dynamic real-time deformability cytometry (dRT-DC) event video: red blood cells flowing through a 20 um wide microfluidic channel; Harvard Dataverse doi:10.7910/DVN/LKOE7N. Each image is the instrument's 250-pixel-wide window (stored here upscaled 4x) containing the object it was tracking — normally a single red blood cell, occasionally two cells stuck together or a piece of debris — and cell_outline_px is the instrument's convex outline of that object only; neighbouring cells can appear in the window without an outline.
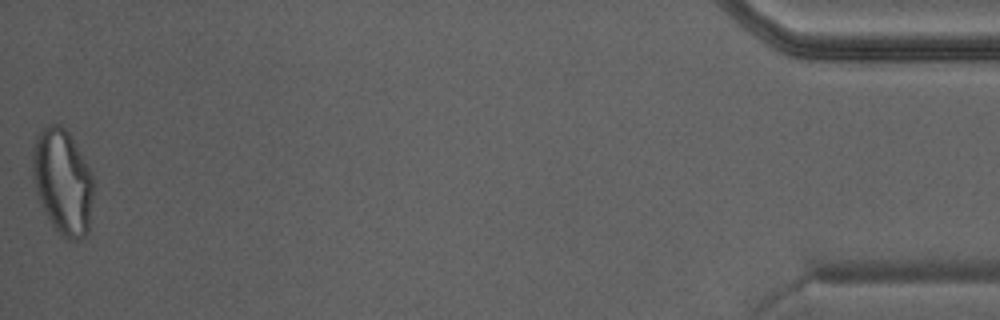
{"species": "Egyptian fruit bat (a non-hibernating species)", "species_latin": "Rousettus aegyptiacus", "temperature_condition": "warm", "stored_images_in_passage": 42, "camera_frame_rate_fps": 3000, "um_per_image_px": 0.085, "animal": {"sex": "male"}, "frame": {"image": 1, "passage_image": 42, "time_ms": 13.667, "image_size_px": [1000, 320], "cell_outline_px": [[92, 200], [88, 232], [80, 240], [64, 240], [52, 224], [36, 192], [32, 176], [32, 148], [36, 136], [48, 124], [60, 124], [68, 132], [88, 168], [92, 176]], "centroid_in_image_um": [5.3, 15.46], "position_along_channel_um": 429.9, "area_um2": 36.93}}